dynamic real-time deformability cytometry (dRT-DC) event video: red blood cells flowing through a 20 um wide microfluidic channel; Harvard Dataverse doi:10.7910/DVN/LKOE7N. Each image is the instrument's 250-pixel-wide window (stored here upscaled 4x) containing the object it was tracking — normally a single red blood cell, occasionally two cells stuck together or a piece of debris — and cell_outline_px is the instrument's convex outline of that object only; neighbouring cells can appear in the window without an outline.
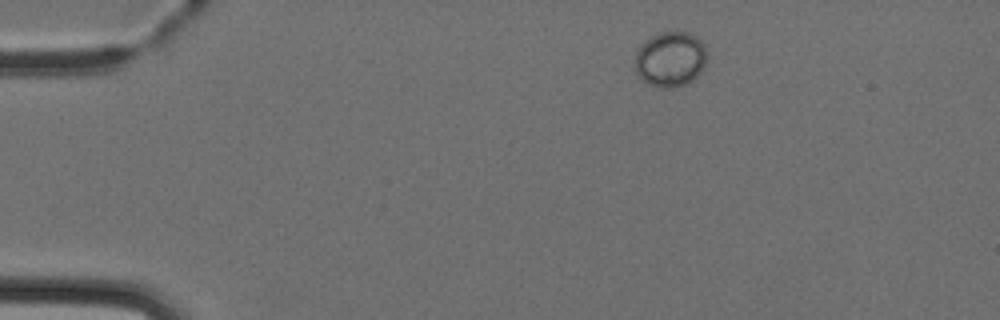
{"species": "Egyptian fruit bat (a non-hibernating species)", "species_latin": "Rousettus aegyptiacus", "temperature_condition": "cold", "stored_images_in_passage": 4, "camera_frame_rate_fps": 3000, "um_per_image_px": 0.085, "animal": {"sex": "female"}, "frame": {"image": 1, "passage_image": 1, "time_ms": 0.0, "image_size_px": [1000, 320], "cell_outline_px": [[704, 68], [692, 80], [684, 84], [672, 88], [660, 88], [648, 84], [636, 72], [636, 52], [640, 44], [644, 40], [656, 32], [688, 32], [696, 36], [704, 44]], "centroid_in_image_um": [56.95, 5.01], "position_along_channel_um": 28.1, "area_um2": 23.06}}